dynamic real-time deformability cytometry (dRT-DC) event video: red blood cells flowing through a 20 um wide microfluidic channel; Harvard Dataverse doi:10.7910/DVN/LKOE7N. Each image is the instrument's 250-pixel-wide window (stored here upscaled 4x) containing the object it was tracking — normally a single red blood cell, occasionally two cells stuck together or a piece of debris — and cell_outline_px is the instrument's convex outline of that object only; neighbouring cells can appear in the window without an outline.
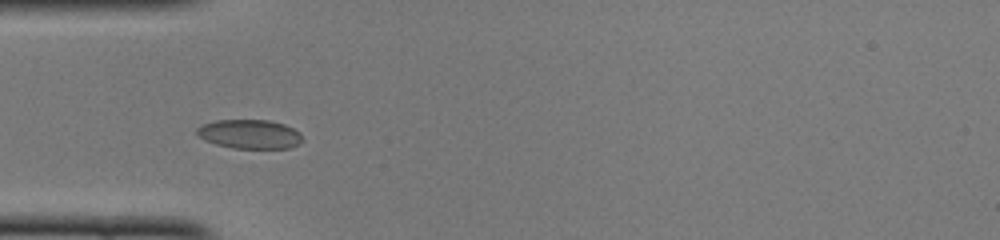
{"species": "common noctule bat (a hibernating species)", "species_latin": "Nyctalus noctula", "temperature_condition": "cold", "stored_images_in_passage": 12, "camera_frame_rate_fps": 3000, "um_per_image_px": 0.085, "animal": {"sex": "female", "body_mass_g": 22.0, "forearm_length_mm": 56.7}, "frame": {"image": 1, "passage_image": 3, "time_ms": 0.667, "image_size_px": [1000, 240], "cell_outline_px": [[304, 140], [288, 148], [232, 148], [216, 144], [204, 140], [196, 136], [196, 128], [204, 124], [216, 120], [268, 120], [284, 124], [300, 132]], "centroid_in_image_um": [21.19, 11.4], "position_along_channel_um": 63.8, "area_um2": 17.92}}
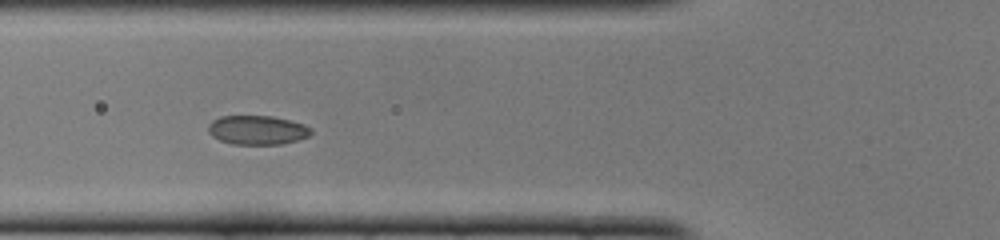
{"frame": {"image": 2, "passage_image": 6, "time_ms": 1.667, "image_size_px": [1000, 240], "cell_outline_px": [[312, 132], [308, 136], [284, 144], [232, 144], [220, 140], [212, 136], [208, 132], [208, 124], [212, 120], [220, 116], [272, 116], [304, 124], [312, 128]], "centroid_in_image_um": [21.85, 11.05], "position_along_channel_um": 103.9, "area_um2": 17.46}}